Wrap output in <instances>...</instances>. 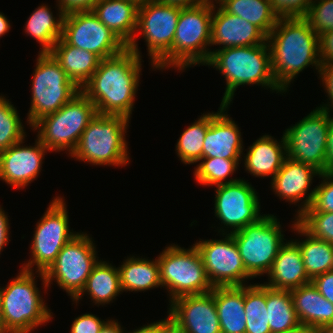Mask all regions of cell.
Instances as JSON below:
<instances>
[{
	"label": "cell",
	"mask_w": 333,
	"mask_h": 333,
	"mask_svg": "<svg viewBox=\"0 0 333 333\" xmlns=\"http://www.w3.org/2000/svg\"><path fill=\"white\" fill-rule=\"evenodd\" d=\"M142 59L128 47L100 60L97 70L80 91L95 105L96 112L130 119L138 91Z\"/></svg>",
	"instance_id": "obj_1"
},
{
	"label": "cell",
	"mask_w": 333,
	"mask_h": 333,
	"mask_svg": "<svg viewBox=\"0 0 333 333\" xmlns=\"http://www.w3.org/2000/svg\"><path fill=\"white\" fill-rule=\"evenodd\" d=\"M267 42L273 77L285 93L306 67L315 66L319 73V36L304 17L279 18Z\"/></svg>",
	"instance_id": "obj_2"
},
{
	"label": "cell",
	"mask_w": 333,
	"mask_h": 333,
	"mask_svg": "<svg viewBox=\"0 0 333 333\" xmlns=\"http://www.w3.org/2000/svg\"><path fill=\"white\" fill-rule=\"evenodd\" d=\"M205 65L216 68L226 79L221 104L230 105L236 88L241 85L255 84L276 93H284L272 74L271 52L267 41L254 46L213 50Z\"/></svg>",
	"instance_id": "obj_3"
},
{
	"label": "cell",
	"mask_w": 333,
	"mask_h": 333,
	"mask_svg": "<svg viewBox=\"0 0 333 333\" xmlns=\"http://www.w3.org/2000/svg\"><path fill=\"white\" fill-rule=\"evenodd\" d=\"M213 0L180 10L171 49L153 69L178 68L183 71L193 65H205L210 58ZM208 46V47H207ZM207 47V48H206Z\"/></svg>",
	"instance_id": "obj_4"
},
{
	"label": "cell",
	"mask_w": 333,
	"mask_h": 333,
	"mask_svg": "<svg viewBox=\"0 0 333 333\" xmlns=\"http://www.w3.org/2000/svg\"><path fill=\"white\" fill-rule=\"evenodd\" d=\"M129 120L125 116L97 113L70 156L92 165H127L130 158L125 134Z\"/></svg>",
	"instance_id": "obj_5"
},
{
	"label": "cell",
	"mask_w": 333,
	"mask_h": 333,
	"mask_svg": "<svg viewBox=\"0 0 333 333\" xmlns=\"http://www.w3.org/2000/svg\"><path fill=\"white\" fill-rule=\"evenodd\" d=\"M34 275V271L21 268L8 285L0 288V309L7 333H31L52 319L53 313L43 301Z\"/></svg>",
	"instance_id": "obj_6"
},
{
	"label": "cell",
	"mask_w": 333,
	"mask_h": 333,
	"mask_svg": "<svg viewBox=\"0 0 333 333\" xmlns=\"http://www.w3.org/2000/svg\"><path fill=\"white\" fill-rule=\"evenodd\" d=\"M97 114L94 103L81 91L55 113L48 114L31 127L37 131V139L49 151L64 150L72 154L82 132Z\"/></svg>",
	"instance_id": "obj_7"
},
{
	"label": "cell",
	"mask_w": 333,
	"mask_h": 333,
	"mask_svg": "<svg viewBox=\"0 0 333 333\" xmlns=\"http://www.w3.org/2000/svg\"><path fill=\"white\" fill-rule=\"evenodd\" d=\"M160 266L161 287L170 294L169 301L210 292V283L202 257L193 244L189 249L171 244L157 257Z\"/></svg>",
	"instance_id": "obj_8"
},
{
	"label": "cell",
	"mask_w": 333,
	"mask_h": 333,
	"mask_svg": "<svg viewBox=\"0 0 333 333\" xmlns=\"http://www.w3.org/2000/svg\"><path fill=\"white\" fill-rule=\"evenodd\" d=\"M94 245L92 237L83 232L66 243L51 266L44 273L37 272L45 291L54 280L73 301L84 289L89 275L99 261Z\"/></svg>",
	"instance_id": "obj_9"
},
{
	"label": "cell",
	"mask_w": 333,
	"mask_h": 333,
	"mask_svg": "<svg viewBox=\"0 0 333 333\" xmlns=\"http://www.w3.org/2000/svg\"><path fill=\"white\" fill-rule=\"evenodd\" d=\"M37 57L26 122L30 127L42 117L58 111L80 92L50 53H39Z\"/></svg>",
	"instance_id": "obj_10"
},
{
	"label": "cell",
	"mask_w": 333,
	"mask_h": 333,
	"mask_svg": "<svg viewBox=\"0 0 333 333\" xmlns=\"http://www.w3.org/2000/svg\"><path fill=\"white\" fill-rule=\"evenodd\" d=\"M280 221L264 214L257 222L231 235L237 244L246 272L252 277L268 274L280 247L285 243Z\"/></svg>",
	"instance_id": "obj_11"
},
{
	"label": "cell",
	"mask_w": 333,
	"mask_h": 333,
	"mask_svg": "<svg viewBox=\"0 0 333 333\" xmlns=\"http://www.w3.org/2000/svg\"><path fill=\"white\" fill-rule=\"evenodd\" d=\"M66 206L64 197L59 196L55 197L49 204L35 227L30 247L32 258L21 266L22 269L33 271V266L36 265L35 273H44L56 260L64 245L79 234L78 232L73 233V230L69 228Z\"/></svg>",
	"instance_id": "obj_12"
},
{
	"label": "cell",
	"mask_w": 333,
	"mask_h": 333,
	"mask_svg": "<svg viewBox=\"0 0 333 333\" xmlns=\"http://www.w3.org/2000/svg\"><path fill=\"white\" fill-rule=\"evenodd\" d=\"M330 114V111L316 107L302 120L283 132L289 158L311 165L323 173L328 130L333 119Z\"/></svg>",
	"instance_id": "obj_13"
},
{
	"label": "cell",
	"mask_w": 333,
	"mask_h": 333,
	"mask_svg": "<svg viewBox=\"0 0 333 333\" xmlns=\"http://www.w3.org/2000/svg\"><path fill=\"white\" fill-rule=\"evenodd\" d=\"M61 38L71 46L94 53L101 60L115 56L127 48L92 10L66 13Z\"/></svg>",
	"instance_id": "obj_14"
},
{
	"label": "cell",
	"mask_w": 333,
	"mask_h": 333,
	"mask_svg": "<svg viewBox=\"0 0 333 333\" xmlns=\"http://www.w3.org/2000/svg\"><path fill=\"white\" fill-rule=\"evenodd\" d=\"M226 230L228 229L220 228L218 231L225 236L223 239H200L194 245L202 257L206 274L213 287L244 286L247 279L253 278L246 272L237 244L229 230Z\"/></svg>",
	"instance_id": "obj_15"
},
{
	"label": "cell",
	"mask_w": 333,
	"mask_h": 333,
	"mask_svg": "<svg viewBox=\"0 0 333 333\" xmlns=\"http://www.w3.org/2000/svg\"><path fill=\"white\" fill-rule=\"evenodd\" d=\"M254 187L246 180L216 186L214 213L223 223V228H230V234L242 230L257 222L260 214V199Z\"/></svg>",
	"instance_id": "obj_16"
},
{
	"label": "cell",
	"mask_w": 333,
	"mask_h": 333,
	"mask_svg": "<svg viewBox=\"0 0 333 333\" xmlns=\"http://www.w3.org/2000/svg\"><path fill=\"white\" fill-rule=\"evenodd\" d=\"M182 7L149 1L138 8L136 32L143 35L152 67L171 49Z\"/></svg>",
	"instance_id": "obj_17"
},
{
	"label": "cell",
	"mask_w": 333,
	"mask_h": 333,
	"mask_svg": "<svg viewBox=\"0 0 333 333\" xmlns=\"http://www.w3.org/2000/svg\"><path fill=\"white\" fill-rule=\"evenodd\" d=\"M168 315L179 333H221L213 289L169 302Z\"/></svg>",
	"instance_id": "obj_18"
},
{
	"label": "cell",
	"mask_w": 333,
	"mask_h": 333,
	"mask_svg": "<svg viewBox=\"0 0 333 333\" xmlns=\"http://www.w3.org/2000/svg\"><path fill=\"white\" fill-rule=\"evenodd\" d=\"M23 143L24 140L0 152V180L15 189H23L38 177L44 155L50 152L38 139L34 146Z\"/></svg>",
	"instance_id": "obj_19"
},
{
	"label": "cell",
	"mask_w": 333,
	"mask_h": 333,
	"mask_svg": "<svg viewBox=\"0 0 333 333\" xmlns=\"http://www.w3.org/2000/svg\"><path fill=\"white\" fill-rule=\"evenodd\" d=\"M320 176V172L311 165L297 162L288 156L285 158L282 167L271 179V189L280 199L297 204L299 209L297 219L308 207L314 198L315 189L309 191L313 177ZM310 192V193H308Z\"/></svg>",
	"instance_id": "obj_20"
},
{
	"label": "cell",
	"mask_w": 333,
	"mask_h": 333,
	"mask_svg": "<svg viewBox=\"0 0 333 333\" xmlns=\"http://www.w3.org/2000/svg\"><path fill=\"white\" fill-rule=\"evenodd\" d=\"M217 6L213 0L211 46H223L215 51L231 47L254 46L267 41V36L258 27L226 12L220 5Z\"/></svg>",
	"instance_id": "obj_21"
},
{
	"label": "cell",
	"mask_w": 333,
	"mask_h": 333,
	"mask_svg": "<svg viewBox=\"0 0 333 333\" xmlns=\"http://www.w3.org/2000/svg\"><path fill=\"white\" fill-rule=\"evenodd\" d=\"M227 109L229 105L220 104L219 111L210 113V125L203 143V158L241 159L243 155L241 132L225 112Z\"/></svg>",
	"instance_id": "obj_22"
},
{
	"label": "cell",
	"mask_w": 333,
	"mask_h": 333,
	"mask_svg": "<svg viewBox=\"0 0 333 333\" xmlns=\"http://www.w3.org/2000/svg\"><path fill=\"white\" fill-rule=\"evenodd\" d=\"M138 8L135 3L127 0H99L92 11L130 50L142 57L135 38Z\"/></svg>",
	"instance_id": "obj_23"
},
{
	"label": "cell",
	"mask_w": 333,
	"mask_h": 333,
	"mask_svg": "<svg viewBox=\"0 0 333 333\" xmlns=\"http://www.w3.org/2000/svg\"><path fill=\"white\" fill-rule=\"evenodd\" d=\"M265 286L275 290H292L312 280L308 277L299 246L293 241H286L279 249L268 273Z\"/></svg>",
	"instance_id": "obj_24"
},
{
	"label": "cell",
	"mask_w": 333,
	"mask_h": 333,
	"mask_svg": "<svg viewBox=\"0 0 333 333\" xmlns=\"http://www.w3.org/2000/svg\"><path fill=\"white\" fill-rule=\"evenodd\" d=\"M300 324L323 331L333 325V304L312 283L290 290Z\"/></svg>",
	"instance_id": "obj_25"
},
{
	"label": "cell",
	"mask_w": 333,
	"mask_h": 333,
	"mask_svg": "<svg viewBox=\"0 0 333 333\" xmlns=\"http://www.w3.org/2000/svg\"><path fill=\"white\" fill-rule=\"evenodd\" d=\"M270 135H263L248 148L244 156V167L247 173L255 177H271L277 174L287 157L286 140L283 134L281 141Z\"/></svg>",
	"instance_id": "obj_26"
},
{
	"label": "cell",
	"mask_w": 333,
	"mask_h": 333,
	"mask_svg": "<svg viewBox=\"0 0 333 333\" xmlns=\"http://www.w3.org/2000/svg\"><path fill=\"white\" fill-rule=\"evenodd\" d=\"M49 53L79 89L92 77L101 60L90 51L67 44L62 38Z\"/></svg>",
	"instance_id": "obj_27"
},
{
	"label": "cell",
	"mask_w": 333,
	"mask_h": 333,
	"mask_svg": "<svg viewBox=\"0 0 333 333\" xmlns=\"http://www.w3.org/2000/svg\"><path fill=\"white\" fill-rule=\"evenodd\" d=\"M221 333H245L244 286L213 288Z\"/></svg>",
	"instance_id": "obj_28"
},
{
	"label": "cell",
	"mask_w": 333,
	"mask_h": 333,
	"mask_svg": "<svg viewBox=\"0 0 333 333\" xmlns=\"http://www.w3.org/2000/svg\"><path fill=\"white\" fill-rule=\"evenodd\" d=\"M121 293L122 290L118 267L100 260L89 275L84 289L73 302L77 304V302L82 299L83 295L88 294L94 304L103 306L113 302V299Z\"/></svg>",
	"instance_id": "obj_29"
},
{
	"label": "cell",
	"mask_w": 333,
	"mask_h": 333,
	"mask_svg": "<svg viewBox=\"0 0 333 333\" xmlns=\"http://www.w3.org/2000/svg\"><path fill=\"white\" fill-rule=\"evenodd\" d=\"M295 221V222H294ZM293 221L292 229L306 239L293 240L300 248L303 263L308 277L313 280L316 276L333 270V244L318 239L309 234L298 222Z\"/></svg>",
	"instance_id": "obj_30"
},
{
	"label": "cell",
	"mask_w": 333,
	"mask_h": 333,
	"mask_svg": "<svg viewBox=\"0 0 333 333\" xmlns=\"http://www.w3.org/2000/svg\"><path fill=\"white\" fill-rule=\"evenodd\" d=\"M118 269L122 292H141L161 287L160 266L157 258L148 260L142 257H127Z\"/></svg>",
	"instance_id": "obj_31"
},
{
	"label": "cell",
	"mask_w": 333,
	"mask_h": 333,
	"mask_svg": "<svg viewBox=\"0 0 333 333\" xmlns=\"http://www.w3.org/2000/svg\"><path fill=\"white\" fill-rule=\"evenodd\" d=\"M59 13V14H58ZM53 16L51 8L42 4L29 16L25 25V33L36 39L42 46L40 53H49L62 36L64 13Z\"/></svg>",
	"instance_id": "obj_32"
},
{
	"label": "cell",
	"mask_w": 333,
	"mask_h": 333,
	"mask_svg": "<svg viewBox=\"0 0 333 333\" xmlns=\"http://www.w3.org/2000/svg\"><path fill=\"white\" fill-rule=\"evenodd\" d=\"M226 12L243 18L258 27L266 36L278 21L270 0H214Z\"/></svg>",
	"instance_id": "obj_33"
},
{
	"label": "cell",
	"mask_w": 333,
	"mask_h": 333,
	"mask_svg": "<svg viewBox=\"0 0 333 333\" xmlns=\"http://www.w3.org/2000/svg\"><path fill=\"white\" fill-rule=\"evenodd\" d=\"M266 308L271 333H282L300 325L289 290L266 286Z\"/></svg>",
	"instance_id": "obj_34"
},
{
	"label": "cell",
	"mask_w": 333,
	"mask_h": 333,
	"mask_svg": "<svg viewBox=\"0 0 333 333\" xmlns=\"http://www.w3.org/2000/svg\"><path fill=\"white\" fill-rule=\"evenodd\" d=\"M245 333H271L266 308V286L244 285Z\"/></svg>",
	"instance_id": "obj_35"
},
{
	"label": "cell",
	"mask_w": 333,
	"mask_h": 333,
	"mask_svg": "<svg viewBox=\"0 0 333 333\" xmlns=\"http://www.w3.org/2000/svg\"><path fill=\"white\" fill-rule=\"evenodd\" d=\"M210 125V112L203 113L180 135L176 144L178 158L184 164L198 163L203 158V143Z\"/></svg>",
	"instance_id": "obj_36"
},
{
	"label": "cell",
	"mask_w": 333,
	"mask_h": 333,
	"mask_svg": "<svg viewBox=\"0 0 333 333\" xmlns=\"http://www.w3.org/2000/svg\"><path fill=\"white\" fill-rule=\"evenodd\" d=\"M196 168L194 176L197 183L207 186H219L236 182L240 179L227 177L233 175L238 169L241 159H224V158H202ZM225 181V182H224Z\"/></svg>",
	"instance_id": "obj_37"
},
{
	"label": "cell",
	"mask_w": 333,
	"mask_h": 333,
	"mask_svg": "<svg viewBox=\"0 0 333 333\" xmlns=\"http://www.w3.org/2000/svg\"><path fill=\"white\" fill-rule=\"evenodd\" d=\"M16 107L0 96V152L25 139L26 134Z\"/></svg>",
	"instance_id": "obj_38"
},
{
	"label": "cell",
	"mask_w": 333,
	"mask_h": 333,
	"mask_svg": "<svg viewBox=\"0 0 333 333\" xmlns=\"http://www.w3.org/2000/svg\"><path fill=\"white\" fill-rule=\"evenodd\" d=\"M297 222L313 237L333 244V212H303Z\"/></svg>",
	"instance_id": "obj_39"
},
{
	"label": "cell",
	"mask_w": 333,
	"mask_h": 333,
	"mask_svg": "<svg viewBox=\"0 0 333 333\" xmlns=\"http://www.w3.org/2000/svg\"><path fill=\"white\" fill-rule=\"evenodd\" d=\"M304 18L318 36L333 30V0H314Z\"/></svg>",
	"instance_id": "obj_40"
},
{
	"label": "cell",
	"mask_w": 333,
	"mask_h": 333,
	"mask_svg": "<svg viewBox=\"0 0 333 333\" xmlns=\"http://www.w3.org/2000/svg\"><path fill=\"white\" fill-rule=\"evenodd\" d=\"M322 178L315 186V194L311 206L304 212H333V173H320Z\"/></svg>",
	"instance_id": "obj_41"
},
{
	"label": "cell",
	"mask_w": 333,
	"mask_h": 333,
	"mask_svg": "<svg viewBox=\"0 0 333 333\" xmlns=\"http://www.w3.org/2000/svg\"><path fill=\"white\" fill-rule=\"evenodd\" d=\"M314 0H270L278 18L305 17Z\"/></svg>",
	"instance_id": "obj_42"
},
{
	"label": "cell",
	"mask_w": 333,
	"mask_h": 333,
	"mask_svg": "<svg viewBox=\"0 0 333 333\" xmlns=\"http://www.w3.org/2000/svg\"><path fill=\"white\" fill-rule=\"evenodd\" d=\"M108 321L109 319L104 321L94 314L86 313L75 318L70 333H98Z\"/></svg>",
	"instance_id": "obj_43"
},
{
	"label": "cell",
	"mask_w": 333,
	"mask_h": 333,
	"mask_svg": "<svg viewBox=\"0 0 333 333\" xmlns=\"http://www.w3.org/2000/svg\"><path fill=\"white\" fill-rule=\"evenodd\" d=\"M330 102L320 105L319 108L330 111L333 109V63H322L318 73Z\"/></svg>",
	"instance_id": "obj_44"
},
{
	"label": "cell",
	"mask_w": 333,
	"mask_h": 333,
	"mask_svg": "<svg viewBox=\"0 0 333 333\" xmlns=\"http://www.w3.org/2000/svg\"><path fill=\"white\" fill-rule=\"evenodd\" d=\"M312 283L317 287L321 295L333 304V270L316 276Z\"/></svg>",
	"instance_id": "obj_45"
},
{
	"label": "cell",
	"mask_w": 333,
	"mask_h": 333,
	"mask_svg": "<svg viewBox=\"0 0 333 333\" xmlns=\"http://www.w3.org/2000/svg\"><path fill=\"white\" fill-rule=\"evenodd\" d=\"M98 1L99 0H57L56 2H58V11L66 14L72 11L92 10Z\"/></svg>",
	"instance_id": "obj_46"
},
{
	"label": "cell",
	"mask_w": 333,
	"mask_h": 333,
	"mask_svg": "<svg viewBox=\"0 0 333 333\" xmlns=\"http://www.w3.org/2000/svg\"><path fill=\"white\" fill-rule=\"evenodd\" d=\"M319 56L321 63H333V30L319 35Z\"/></svg>",
	"instance_id": "obj_47"
},
{
	"label": "cell",
	"mask_w": 333,
	"mask_h": 333,
	"mask_svg": "<svg viewBox=\"0 0 333 333\" xmlns=\"http://www.w3.org/2000/svg\"><path fill=\"white\" fill-rule=\"evenodd\" d=\"M174 330L173 323L168 316L164 320L162 319L161 321L159 320L148 325H143L132 332L127 331V333H172Z\"/></svg>",
	"instance_id": "obj_48"
},
{
	"label": "cell",
	"mask_w": 333,
	"mask_h": 333,
	"mask_svg": "<svg viewBox=\"0 0 333 333\" xmlns=\"http://www.w3.org/2000/svg\"><path fill=\"white\" fill-rule=\"evenodd\" d=\"M323 173H333V119L328 130L325 169Z\"/></svg>",
	"instance_id": "obj_49"
},
{
	"label": "cell",
	"mask_w": 333,
	"mask_h": 333,
	"mask_svg": "<svg viewBox=\"0 0 333 333\" xmlns=\"http://www.w3.org/2000/svg\"><path fill=\"white\" fill-rule=\"evenodd\" d=\"M9 219L3 208L0 206V254L3 247L9 241Z\"/></svg>",
	"instance_id": "obj_50"
},
{
	"label": "cell",
	"mask_w": 333,
	"mask_h": 333,
	"mask_svg": "<svg viewBox=\"0 0 333 333\" xmlns=\"http://www.w3.org/2000/svg\"><path fill=\"white\" fill-rule=\"evenodd\" d=\"M158 1L160 3H167V4H171V5H175V6H179V7H194V6H198L201 5L209 0H155Z\"/></svg>",
	"instance_id": "obj_51"
},
{
	"label": "cell",
	"mask_w": 333,
	"mask_h": 333,
	"mask_svg": "<svg viewBox=\"0 0 333 333\" xmlns=\"http://www.w3.org/2000/svg\"><path fill=\"white\" fill-rule=\"evenodd\" d=\"M120 323L116 320H109L98 333H125Z\"/></svg>",
	"instance_id": "obj_52"
},
{
	"label": "cell",
	"mask_w": 333,
	"mask_h": 333,
	"mask_svg": "<svg viewBox=\"0 0 333 333\" xmlns=\"http://www.w3.org/2000/svg\"><path fill=\"white\" fill-rule=\"evenodd\" d=\"M282 333H322V331L300 324L298 327Z\"/></svg>",
	"instance_id": "obj_53"
},
{
	"label": "cell",
	"mask_w": 333,
	"mask_h": 333,
	"mask_svg": "<svg viewBox=\"0 0 333 333\" xmlns=\"http://www.w3.org/2000/svg\"><path fill=\"white\" fill-rule=\"evenodd\" d=\"M10 22L6 16L0 12V37L5 35L10 30Z\"/></svg>",
	"instance_id": "obj_54"
},
{
	"label": "cell",
	"mask_w": 333,
	"mask_h": 333,
	"mask_svg": "<svg viewBox=\"0 0 333 333\" xmlns=\"http://www.w3.org/2000/svg\"><path fill=\"white\" fill-rule=\"evenodd\" d=\"M0 333H7L5 330L1 309H0Z\"/></svg>",
	"instance_id": "obj_55"
},
{
	"label": "cell",
	"mask_w": 333,
	"mask_h": 333,
	"mask_svg": "<svg viewBox=\"0 0 333 333\" xmlns=\"http://www.w3.org/2000/svg\"><path fill=\"white\" fill-rule=\"evenodd\" d=\"M127 1L133 2L137 6H142L143 4H145V3L149 2V1H152V0H127Z\"/></svg>",
	"instance_id": "obj_56"
},
{
	"label": "cell",
	"mask_w": 333,
	"mask_h": 333,
	"mask_svg": "<svg viewBox=\"0 0 333 333\" xmlns=\"http://www.w3.org/2000/svg\"><path fill=\"white\" fill-rule=\"evenodd\" d=\"M322 333H333V325L326 327Z\"/></svg>",
	"instance_id": "obj_57"
}]
</instances>
